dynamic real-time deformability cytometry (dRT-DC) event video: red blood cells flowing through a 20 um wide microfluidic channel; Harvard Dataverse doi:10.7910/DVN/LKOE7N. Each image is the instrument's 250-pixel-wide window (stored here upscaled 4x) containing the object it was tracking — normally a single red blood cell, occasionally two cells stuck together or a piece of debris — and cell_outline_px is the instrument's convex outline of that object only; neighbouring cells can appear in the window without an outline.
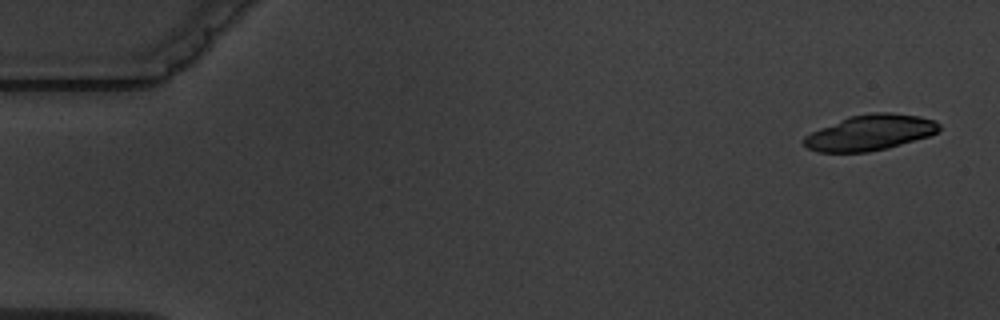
{"species": "common noctule bat (a hibernating species)", "species_latin": "Nyctalus noctula", "temperature_condition": "warm", "stored_images_in_passage": 5, "camera_frame_rate_fps": 3000, "um_per_image_px": 0.085, "animal": {"sex": "male", "body_mass_g": 19.5, "forearm_length_mm": 54.6}, "frame": {"image": 1, "passage_image": 1, "time_ms": 0.0, "image_size_px": [1000, 320], "cell_outline_px": [[940, 128], [936, 132], [928, 136], [888, 148], [868, 152], [816, 152], [808, 148], [804, 144], [804, 136], [820, 128], [848, 116], [872, 112], [892, 112], [920, 116], [936, 120], [940, 124]], "centroid_in_image_um": [73.97, 11.26], "position_along_channel_um": 11.0, "area_um2": 28.09}}